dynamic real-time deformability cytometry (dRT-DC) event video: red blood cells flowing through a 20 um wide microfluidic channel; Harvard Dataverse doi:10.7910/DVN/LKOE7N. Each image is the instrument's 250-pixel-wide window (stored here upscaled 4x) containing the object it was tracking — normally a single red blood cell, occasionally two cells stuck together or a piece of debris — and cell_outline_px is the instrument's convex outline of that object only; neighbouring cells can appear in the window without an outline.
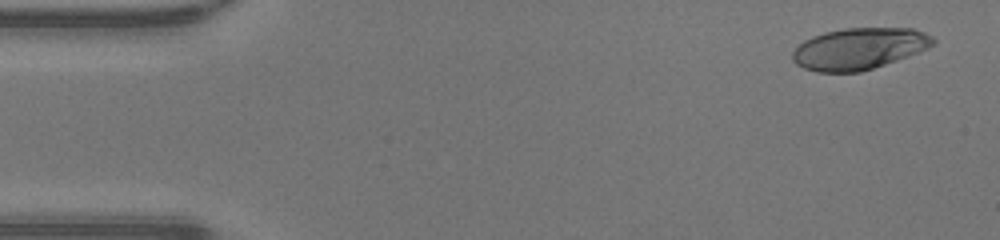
{"species": "human", "species_latin": "Homo sapiens", "temperature_condition": "warm", "stored_images_in_passage": 47, "camera_frame_rate_fps": 3000, "um_per_image_px": 0.085, "donor": {"sex": "male"}, "frame": {"image": 1, "passage_image": 2, "time_ms": 0.333, "image_size_px": [1000, 240], "cell_outline_px": [[936, 44], [928, 48], [896, 60], [860, 72], [816, 72], [804, 68], [796, 64], [792, 60], [792, 52], [804, 40], [812, 36], [824, 32], [844, 28], [912, 28], [924, 32], [932, 36], [936, 40]], "centroid_in_image_um": [73.01, 4.13], "position_along_channel_um": 12.0, "area_um2": 33.99}}
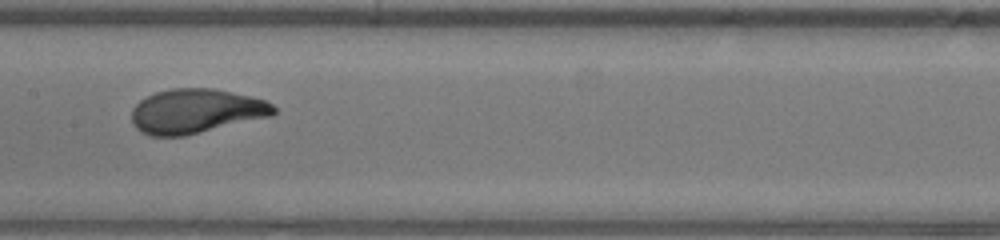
{"frame": {"image": 2, "passage_image": 23, "time_ms": 7.333, "image_size_px": [1000, 240], "cell_outline_px": [[276, 112], [272, 116], [184, 136], [148, 136], [140, 132], [132, 124], [132, 108], [140, 100], [156, 92], [172, 88], [212, 88], [248, 96], [264, 100], [272, 104], [276, 108]], "centroid_in_image_um": [16.63, 9.46], "position_along_channel_um": 190.8, "area_um2": 36.76}}
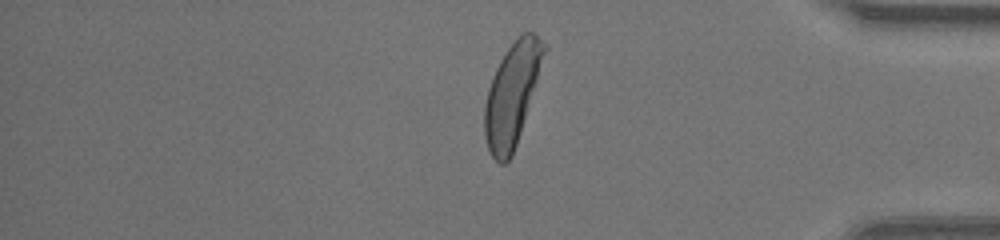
{"frame": {"image": 3, "passage_image": 39, "time_ms": 12.667, "image_size_px": [1000, 240], "cell_outline_px": [[548, 48], [512, 156], [504, 164], [500, 164], [492, 156], [488, 148], [484, 136], [484, 104], [488, 88], [492, 76], [500, 60], [508, 48], [524, 32], [532, 32], [548, 44]], "centroid_in_image_um": [43.52, 8.01], "position_along_channel_um": 391.7, "area_um2": 35.2}, "authors_computed_cell_mechanics": {"area_um2": 35.7782, "velocity_mm_per_s": 4.3127, "shape_relaxation_time_tau1_ms": 2.6892, "shape_relaxation_time_tau2_ms": null, "deformation_change_tau1": 0.1985, "deformation_change_tau2": null}}